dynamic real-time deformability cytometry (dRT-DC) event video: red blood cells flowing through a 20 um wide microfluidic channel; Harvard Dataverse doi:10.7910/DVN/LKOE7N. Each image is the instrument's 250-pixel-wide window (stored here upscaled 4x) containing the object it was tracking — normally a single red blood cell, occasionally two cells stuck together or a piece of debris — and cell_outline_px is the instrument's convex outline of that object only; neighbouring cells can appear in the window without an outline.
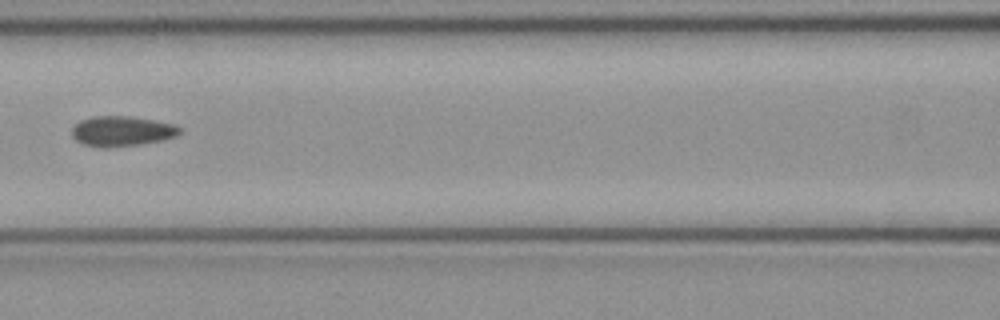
{"species": "common noctule bat (a hibernating species)", "species_latin": "Nyctalus noctula", "temperature_condition": "cold", "stored_images_in_passage": 7, "camera_frame_rate_fps": 3000, "um_per_image_px": 0.085, "animal": {"sex": "female", "body_mass_g": 21.9}, "frame": {"image": 1, "passage_image": 7, "time_ms": 2.0, "image_size_px": [1000, 320], "cell_outline_px": [[180, 132], [176, 136], [164, 140], [140, 144], [108, 148], [100, 148], [84, 144], [76, 140], [72, 136], [72, 128], [80, 120], [92, 116], [128, 116], [176, 124], [180, 128]], "centroid_in_image_um": [10.35, 11.15], "position_along_channel_um": 156.3, "area_um2": 19.02}}